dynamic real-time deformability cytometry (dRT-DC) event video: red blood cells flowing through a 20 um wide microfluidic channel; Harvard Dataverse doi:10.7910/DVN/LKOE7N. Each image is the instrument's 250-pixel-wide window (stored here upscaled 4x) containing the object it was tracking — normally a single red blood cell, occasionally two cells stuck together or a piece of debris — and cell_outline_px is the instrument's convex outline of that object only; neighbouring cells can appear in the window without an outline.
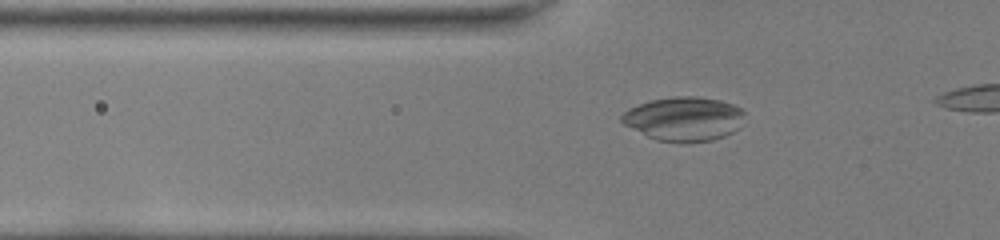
{"species": "common noctule bat (a hibernating species)", "species_latin": "Nyctalus noctula", "temperature_condition": "room temperature", "stored_images_in_passage": 37, "camera_frame_rate_fps": 3000, "um_per_image_px": 0.085, "animal": {"sex": "female", "body_mass_g": 22.0, "forearm_length_mm": 56.7}, "frame": {"image": 1, "passage_image": 9, "time_ms": 2.667, "image_size_px": [1000, 240], "cell_outline_px": [[744, 124], [740, 128], [724, 136], [712, 140], [684, 144], [656, 140], [624, 124], [620, 120], [620, 116], [628, 108], [652, 100], [672, 96], [696, 96], [720, 100], [732, 104], [740, 108], [744, 112]], "centroid_in_image_um": [58.17, 10.11], "position_along_channel_um": 67.6, "area_um2": 31.91}}
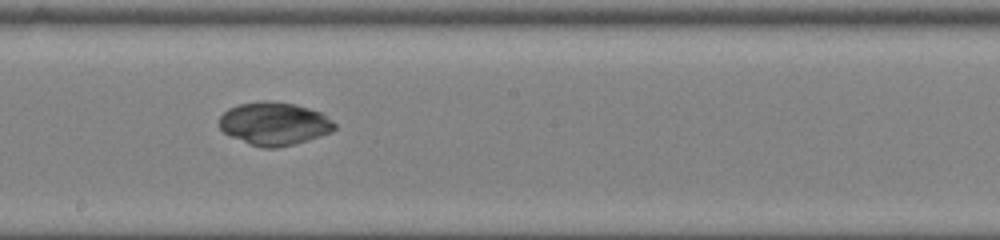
{"frame": {"image": 2, "passage_image": 21, "time_ms": 6.667, "image_size_px": [1000, 240], "cell_outline_px": [[336, 128], [332, 132], [292, 144], [276, 148], [264, 148], [252, 144], [232, 136], [224, 132], [220, 128], [220, 116], [228, 108], [240, 104], [264, 100], [268, 100], [296, 104], [320, 112], [336, 124]], "centroid_in_image_um": [23.31, 10.49], "position_along_channel_um": 224.9, "area_um2": 28.5}}
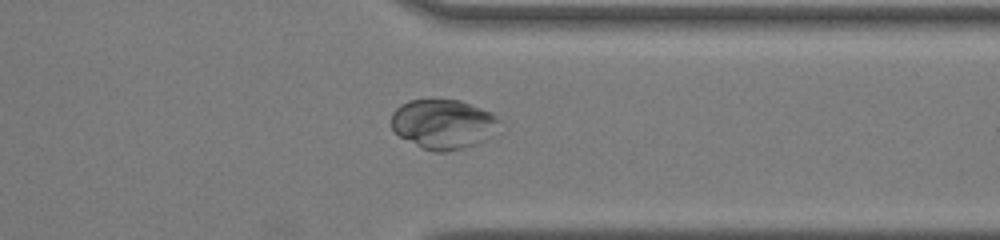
{"frame": {"image": 3, "passage_image": 32, "time_ms": 10.333, "image_size_px": [1000, 240], "cell_outline_px": [[500, 132], [480, 144], [448, 152], [432, 152], [400, 136], [392, 128], [392, 112], [400, 104], [408, 100], [460, 100], [492, 112], [500, 120]], "centroid_in_image_um": [37.76, 10.56], "position_along_channel_um": 373.6, "area_um2": 31.73}}